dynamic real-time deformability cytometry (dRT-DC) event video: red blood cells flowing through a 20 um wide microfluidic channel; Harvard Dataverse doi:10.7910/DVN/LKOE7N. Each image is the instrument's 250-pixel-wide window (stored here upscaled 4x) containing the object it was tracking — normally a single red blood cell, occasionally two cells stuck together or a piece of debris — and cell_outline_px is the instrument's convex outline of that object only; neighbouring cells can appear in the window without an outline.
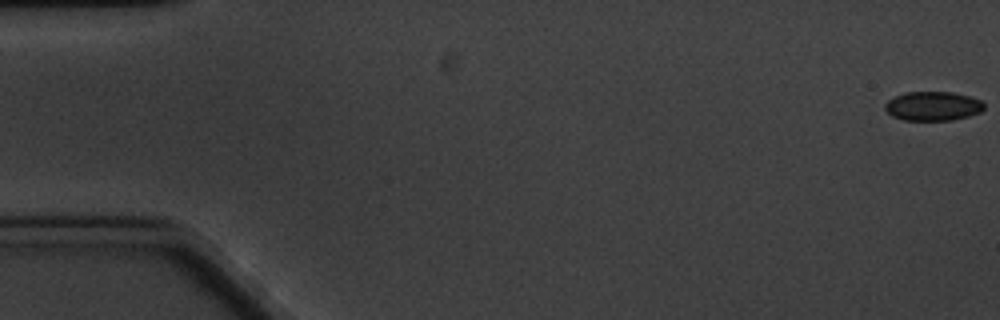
{"species": "common noctule bat (a hibernating species)", "species_latin": "Nyctalus noctula", "temperature_condition": "cold", "stored_images_in_passage": 11, "camera_frame_rate_fps": 3000, "um_per_image_px": 0.085, "animal": {"sex": "male", "body_mass_g": 20.1, "forearm_length_mm": 53.5}, "frame": {"image": 1, "passage_image": 1, "time_ms": 0.0, "image_size_px": [1000, 320], "cell_outline_px": [[984, 108], [980, 112], [968, 116], [952, 120], [904, 120], [892, 116], [884, 108], [884, 104], [888, 100], [904, 92], [952, 92], [968, 96], [980, 100], [984, 104]], "centroid_in_image_um": [79.28, 9.02], "position_along_channel_um": 5.7, "area_um2": 16.76}}
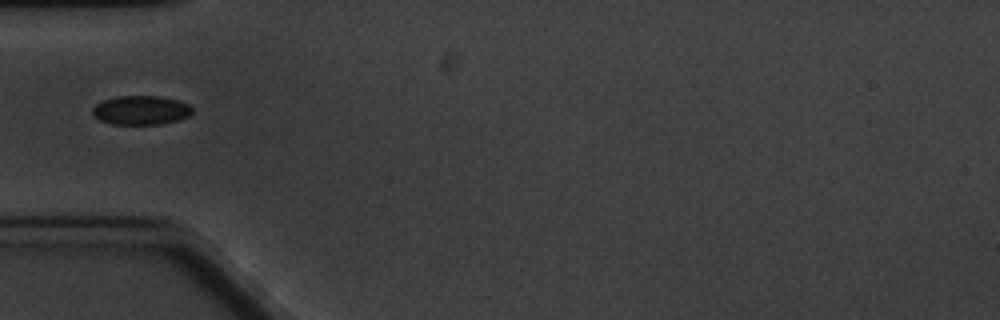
{"frame": {"image": 2, "passage_image": 6, "time_ms": 6.333, "image_size_px": [1000, 320], "cell_outline_px": [[192, 112], [188, 116], [176, 120], [160, 124], [112, 124], [100, 120], [92, 112], [92, 108], [96, 104], [104, 100], [116, 96], [160, 96], [176, 100], [188, 104], [192, 108]], "centroid_in_image_um": [11.96, 9.36], "position_along_channel_um": 73.0, "area_um2": 16.7}}
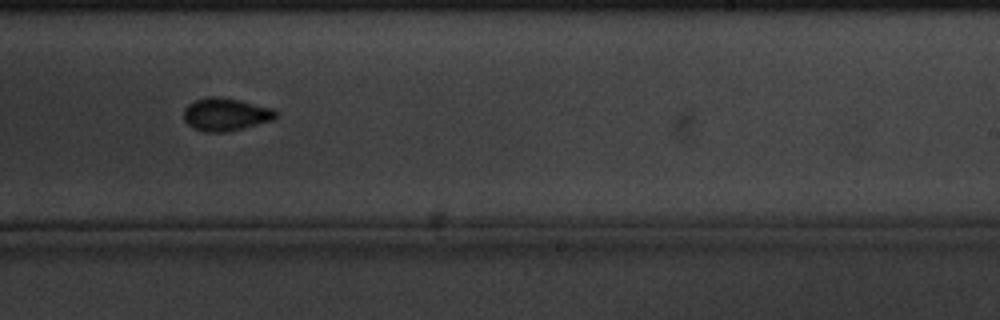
{"frame": {"image": 3, "passage_image": 11, "time_ms": 12.333, "image_size_px": [1000, 320], "cell_outline_px": [[280, 112], [272, 120], [228, 132], [204, 132], [192, 128], [184, 120], [184, 108], [188, 104], [196, 100], [208, 96], [220, 96], [276, 108]], "centroid_in_image_um": [19.2, 9.71], "position_along_channel_um": 269.8, "area_um2": 17.86}}